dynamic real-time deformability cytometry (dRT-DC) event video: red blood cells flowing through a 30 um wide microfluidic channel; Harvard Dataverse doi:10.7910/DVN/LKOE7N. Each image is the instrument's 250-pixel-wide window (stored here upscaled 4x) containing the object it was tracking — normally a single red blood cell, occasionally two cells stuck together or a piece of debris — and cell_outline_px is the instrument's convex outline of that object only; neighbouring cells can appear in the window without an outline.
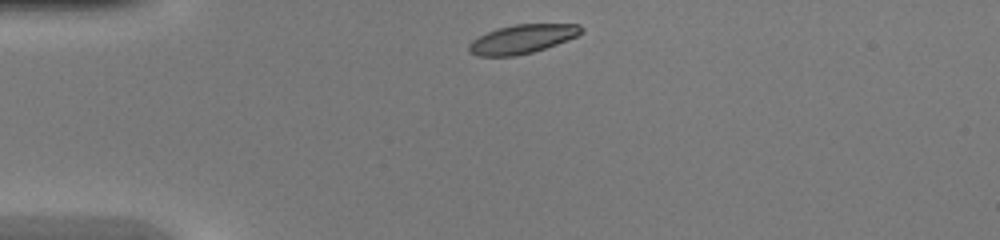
{"species": "common noctule bat (a hibernating species)", "species_latin": "Nyctalus noctula", "temperature_condition": "warm", "stored_images_in_passage": 35, "camera_frame_rate_fps": 3000, "um_per_image_px": 0.085, "animal": {"sex": "female", "body_mass_g": 20.0, "forearm_length_mm": 54.0}, "frame": {"image": 1, "passage_image": 1, "time_ms": 0.0, "image_size_px": [1000, 240], "cell_outline_px": [[584, 32], [568, 40], [532, 52], [516, 56], [480, 56], [468, 52], [468, 44], [472, 40], [496, 28], [516, 24], [580, 24], [584, 28]], "centroid_in_image_um": [44.4, 3.31], "position_along_channel_um": 40.6, "area_um2": 18.9}}
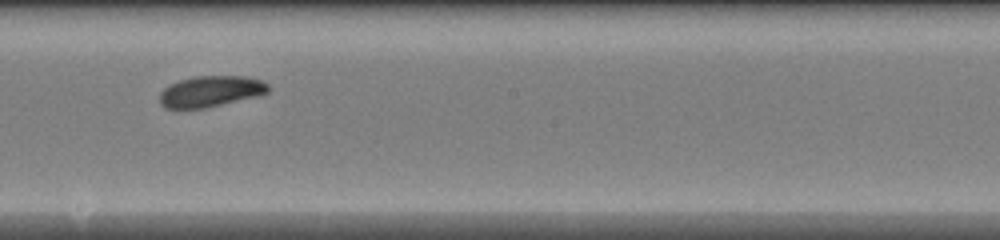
{"frame": {"image": 2, "passage_image": 16, "time_ms": 5.0, "image_size_px": [1000, 240], "cell_outline_px": [[268, 92], [256, 96], [204, 108], [164, 108], [160, 104], [160, 92], [168, 84], [192, 76], [244, 76], [260, 80], [268, 84]], "centroid_in_image_um": [17.86, 7.76], "position_along_channel_um": 230.3, "area_um2": 19.48}}
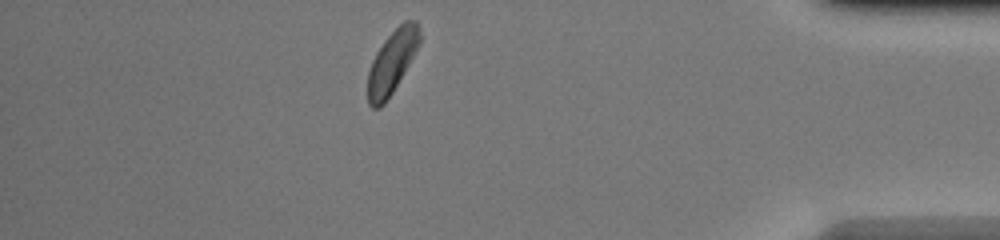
{"frame": {"image": 3, "passage_image": 30, "time_ms": 9.667, "image_size_px": [1000, 240], "cell_outline_px": [[420, 40], [408, 64], [392, 92], [384, 104], [380, 108], [372, 108], [368, 104], [368, 72], [372, 60], [376, 52], [384, 40], [404, 20], [416, 20], [420, 36]], "centroid_in_image_um": [33.28, 5.28], "position_along_channel_um": 401.9, "area_um2": 18.5}}